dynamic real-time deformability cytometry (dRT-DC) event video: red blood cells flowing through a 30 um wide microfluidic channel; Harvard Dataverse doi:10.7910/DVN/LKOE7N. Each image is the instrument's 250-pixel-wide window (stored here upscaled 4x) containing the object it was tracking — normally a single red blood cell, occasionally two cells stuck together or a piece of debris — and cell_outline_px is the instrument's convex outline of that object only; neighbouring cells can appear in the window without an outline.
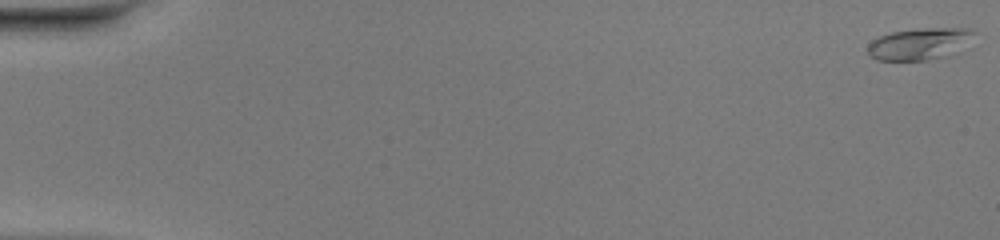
{"species": "common noctule bat (a hibernating species)", "species_latin": "Nyctalus noctula", "temperature_condition": "warm", "stored_images_in_passage": 7, "camera_frame_rate_fps": 3000, "um_per_image_px": 0.085, "animal": {"sex": "female", "body_mass_g": 20.0, "forearm_length_mm": 54.0}, "frame": {"image": 1, "passage_image": 1, "time_ms": 0.0, "image_size_px": [1000, 240], "cell_outline_px": [[976, 32], [948, 56], [928, 60], [876, 60], [868, 52], [868, 44], [872, 40], [880, 36], [892, 32], [924, 28], [972, 28]], "centroid_in_image_um": [78.1, 3.72], "position_along_channel_um": 6.9, "area_um2": 19.19}}